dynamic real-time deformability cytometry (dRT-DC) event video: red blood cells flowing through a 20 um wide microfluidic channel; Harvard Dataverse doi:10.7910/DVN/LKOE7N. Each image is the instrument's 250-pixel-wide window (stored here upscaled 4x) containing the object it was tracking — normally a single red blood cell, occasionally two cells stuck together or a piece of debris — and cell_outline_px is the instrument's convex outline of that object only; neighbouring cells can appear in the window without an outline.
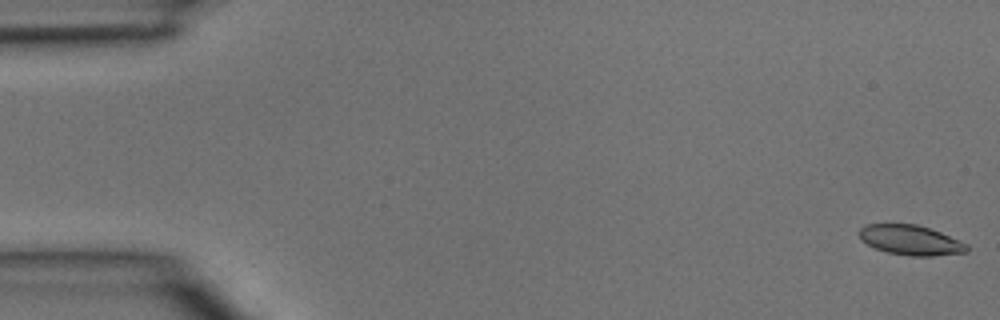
{"species": "common noctule bat (a hibernating species)", "species_latin": "Nyctalus noctula", "temperature_condition": "room temperature", "stored_images_in_passage": 3, "camera_frame_rate_fps": 3000, "um_per_image_px": 0.085, "animal": {"sex": "male", "body_mass_g": 15.6}, "frame": {"image": 1, "passage_image": 1, "time_ms": 0.0, "image_size_px": [1000, 320], "cell_outline_px": [[968, 252], [932, 256], [912, 256], [888, 252], [876, 248], [860, 240], [860, 228], [864, 224], [916, 224], [940, 232], [968, 244]], "centroid_in_image_um": [77.41, 20.41], "position_along_channel_um": 7.6, "area_um2": 18.61}}
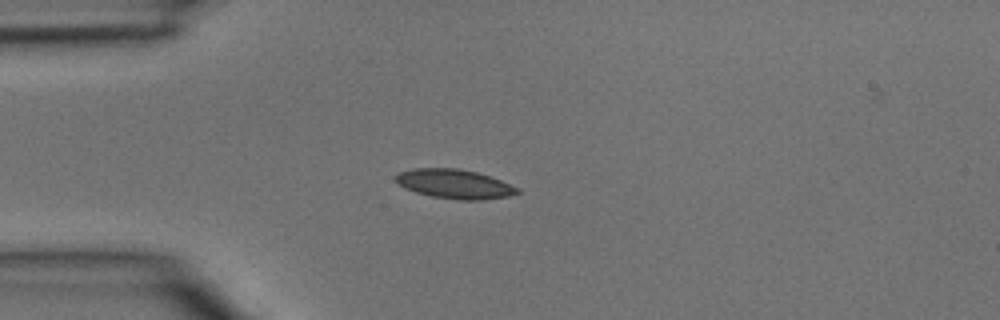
{"frame": {"image": 2, "passage_image": 3, "time_ms": 0.667, "image_size_px": [1000, 320], "cell_outline_px": [[520, 192], [508, 196], [480, 200], [460, 200], [432, 196], [416, 192], [404, 188], [392, 176], [396, 172], [412, 168], [456, 168], [476, 172], [500, 180], [520, 188]], "centroid_in_image_um": [38.59, 15.63], "position_along_channel_um": 46.4, "area_um2": 20.75}}